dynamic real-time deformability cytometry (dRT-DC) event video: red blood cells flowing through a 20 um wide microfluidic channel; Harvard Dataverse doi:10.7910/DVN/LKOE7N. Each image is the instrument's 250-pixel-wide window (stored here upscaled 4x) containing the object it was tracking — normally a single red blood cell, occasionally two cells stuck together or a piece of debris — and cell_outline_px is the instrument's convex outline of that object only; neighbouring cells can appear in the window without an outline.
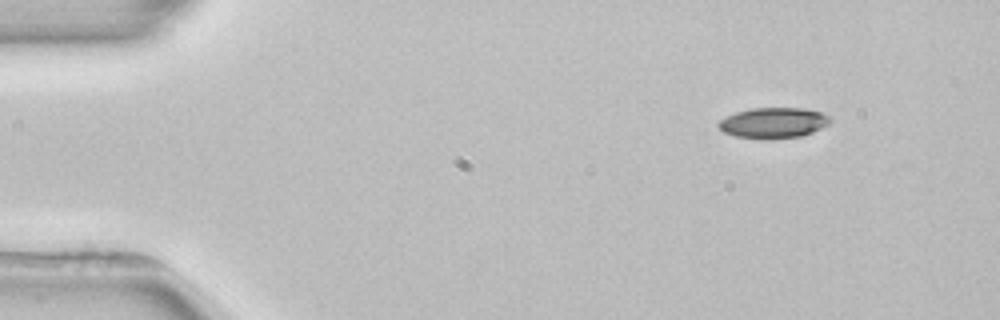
{"species": "common noctule bat (a hibernating species)", "species_latin": "Nyctalus noctula", "temperature_condition": "room temperature", "stored_images_in_passage": 3, "camera_frame_rate_fps": 3000, "um_per_image_px": 0.085, "animal": {"sex": "female", "body_mass_g": 22.7, "forearm_length_mm": 54.2}, "frame": {"image": 1, "passage_image": 1, "time_ms": 0.0, "image_size_px": [1000, 320], "cell_outline_px": [[832, 120], [828, 124], [812, 132], [800, 136], [768, 140], [760, 140], [736, 136], [724, 132], [716, 124], [720, 120], [736, 112], [752, 108], [804, 108], [820, 112], [828, 116]], "centroid_in_image_um": [65.72, 10.45], "position_along_channel_um": 19.3, "area_um2": 19.94}}